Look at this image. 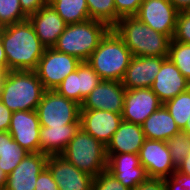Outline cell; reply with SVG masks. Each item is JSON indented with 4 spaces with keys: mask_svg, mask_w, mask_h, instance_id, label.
Listing matches in <instances>:
<instances>
[{
    "mask_svg": "<svg viewBox=\"0 0 190 190\" xmlns=\"http://www.w3.org/2000/svg\"><path fill=\"white\" fill-rule=\"evenodd\" d=\"M1 40L8 71H34L46 48L28 19L1 27Z\"/></svg>",
    "mask_w": 190,
    "mask_h": 190,
    "instance_id": "obj_1",
    "label": "cell"
},
{
    "mask_svg": "<svg viewBox=\"0 0 190 190\" xmlns=\"http://www.w3.org/2000/svg\"><path fill=\"white\" fill-rule=\"evenodd\" d=\"M132 56L167 57L171 39L144 24L136 16L120 18L112 27Z\"/></svg>",
    "mask_w": 190,
    "mask_h": 190,
    "instance_id": "obj_2",
    "label": "cell"
},
{
    "mask_svg": "<svg viewBox=\"0 0 190 190\" xmlns=\"http://www.w3.org/2000/svg\"><path fill=\"white\" fill-rule=\"evenodd\" d=\"M44 92L35 71H8L0 86V101L12 112L36 110Z\"/></svg>",
    "mask_w": 190,
    "mask_h": 190,
    "instance_id": "obj_3",
    "label": "cell"
},
{
    "mask_svg": "<svg viewBox=\"0 0 190 190\" xmlns=\"http://www.w3.org/2000/svg\"><path fill=\"white\" fill-rule=\"evenodd\" d=\"M131 58V51L122 38L111 28L90 55L87 63L102 80L121 82Z\"/></svg>",
    "mask_w": 190,
    "mask_h": 190,
    "instance_id": "obj_4",
    "label": "cell"
},
{
    "mask_svg": "<svg viewBox=\"0 0 190 190\" xmlns=\"http://www.w3.org/2000/svg\"><path fill=\"white\" fill-rule=\"evenodd\" d=\"M111 27L100 20L90 19L67 24L53 48L73 55L81 62L87 61Z\"/></svg>",
    "mask_w": 190,
    "mask_h": 190,
    "instance_id": "obj_5",
    "label": "cell"
},
{
    "mask_svg": "<svg viewBox=\"0 0 190 190\" xmlns=\"http://www.w3.org/2000/svg\"><path fill=\"white\" fill-rule=\"evenodd\" d=\"M60 155L94 178L107 169L106 146L81 127Z\"/></svg>",
    "mask_w": 190,
    "mask_h": 190,
    "instance_id": "obj_6",
    "label": "cell"
},
{
    "mask_svg": "<svg viewBox=\"0 0 190 190\" xmlns=\"http://www.w3.org/2000/svg\"><path fill=\"white\" fill-rule=\"evenodd\" d=\"M81 106L58 94L55 90H45L36 112L40 126L62 127L80 123Z\"/></svg>",
    "mask_w": 190,
    "mask_h": 190,
    "instance_id": "obj_7",
    "label": "cell"
},
{
    "mask_svg": "<svg viewBox=\"0 0 190 190\" xmlns=\"http://www.w3.org/2000/svg\"><path fill=\"white\" fill-rule=\"evenodd\" d=\"M80 63L81 61L73 55L57 51L53 47L45 48L34 71L45 90H55Z\"/></svg>",
    "mask_w": 190,
    "mask_h": 190,
    "instance_id": "obj_8",
    "label": "cell"
},
{
    "mask_svg": "<svg viewBox=\"0 0 190 190\" xmlns=\"http://www.w3.org/2000/svg\"><path fill=\"white\" fill-rule=\"evenodd\" d=\"M178 13L169 0H144L136 17L153 30L172 39Z\"/></svg>",
    "mask_w": 190,
    "mask_h": 190,
    "instance_id": "obj_9",
    "label": "cell"
},
{
    "mask_svg": "<svg viewBox=\"0 0 190 190\" xmlns=\"http://www.w3.org/2000/svg\"><path fill=\"white\" fill-rule=\"evenodd\" d=\"M139 159L149 178L164 179L176 173L167 141L145 139Z\"/></svg>",
    "mask_w": 190,
    "mask_h": 190,
    "instance_id": "obj_10",
    "label": "cell"
},
{
    "mask_svg": "<svg viewBox=\"0 0 190 190\" xmlns=\"http://www.w3.org/2000/svg\"><path fill=\"white\" fill-rule=\"evenodd\" d=\"M101 81V77L92 69L87 61H83L74 72L64 78L55 91L81 106L84 99Z\"/></svg>",
    "mask_w": 190,
    "mask_h": 190,
    "instance_id": "obj_11",
    "label": "cell"
},
{
    "mask_svg": "<svg viewBox=\"0 0 190 190\" xmlns=\"http://www.w3.org/2000/svg\"><path fill=\"white\" fill-rule=\"evenodd\" d=\"M125 92L122 82L102 80L84 99L80 110H105L122 114Z\"/></svg>",
    "mask_w": 190,
    "mask_h": 190,
    "instance_id": "obj_12",
    "label": "cell"
},
{
    "mask_svg": "<svg viewBox=\"0 0 190 190\" xmlns=\"http://www.w3.org/2000/svg\"><path fill=\"white\" fill-rule=\"evenodd\" d=\"M40 122L36 110L12 112L8 132L28 153L40 152Z\"/></svg>",
    "mask_w": 190,
    "mask_h": 190,
    "instance_id": "obj_13",
    "label": "cell"
},
{
    "mask_svg": "<svg viewBox=\"0 0 190 190\" xmlns=\"http://www.w3.org/2000/svg\"><path fill=\"white\" fill-rule=\"evenodd\" d=\"M163 103L151 88H137L126 90L122 119L137 125L144 121Z\"/></svg>",
    "mask_w": 190,
    "mask_h": 190,
    "instance_id": "obj_14",
    "label": "cell"
},
{
    "mask_svg": "<svg viewBox=\"0 0 190 190\" xmlns=\"http://www.w3.org/2000/svg\"><path fill=\"white\" fill-rule=\"evenodd\" d=\"M107 157L106 170L130 190H134L149 178L140 163L139 154H107Z\"/></svg>",
    "mask_w": 190,
    "mask_h": 190,
    "instance_id": "obj_15",
    "label": "cell"
},
{
    "mask_svg": "<svg viewBox=\"0 0 190 190\" xmlns=\"http://www.w3.org/2000/svg\"><path fill=\"white\" fill-rule=\"evenodd\" d=\"M46 167L50 170L59 190H92L94 177L79 170L61 155H50Z\"/></svg>",
    "mask_w": 190,
    "mask_h": 190,
    "instance_id": "obj_16",
    "label": "cell"
},
{
    "mask_svg": "<svg viewBox=\"0 0 190 190\" xmlns=\"http://www.w3.org/2000/svg\"><path fill=\"white\" fill-rule=\"evenodd\" d=\"M122 121V114L105 110H80V127L105 146Z\"/></svg>",
    "mask_w": 190,
    "mask_h": 190,
    "instance_id": "obj_17",
    "label": "cell"
},
{
    "mask_svg": "<svg viewBox=\"0 0 190 190\" xmlns=\"http://www.w3.org/2000/svg\"><path fill=\"white\" fill-rule=\"evenodd\" d=\"M48 157L41 152L27 153L8 175L5 190H35L36 181L46 167Z\"/></svg>",
    "mask_w": 190,
    "mask_h": 190,
    "instance_id": "obj_18",
    "label": "cell"
},
{
    "mask_svg": "<svg viewBox=\"0 0 190 190\" xmlns=\"http://www.w3.org/2000/svg\"><path fill=\"white\" fill-rule=\"evenodd\" d=\"M167 57L132 56L122 82L126 90L150 88Z\"/></svg>",
    "mask_w": 190,
    "mask_h": 190,
    "instance_id": "obj_19",
    "label": "cell"
},
{
    "mask_svg": "<svg viewBox=\"0 0 190 190\" xmlns=\"http://www.w3.org/2000/svg\"><path fill=\"white\" fill-rule=\"evenodd\" d=\"M151 90L164 104L190 88V82L167 57L151 85Z\"/></svg>",
    "mask_w": 190,
    "mask_h": 190,
    "instance_id": "obj_20",
    "label": "cell"
},
{
    "mask_svg": "<svg viewBox=\"0 0 190 190\" xmlns=\"http://www.w3.org/2000/svg\"><path fill=\"white\" fill-rule=\"evenodd\" d=\"M28 20L46 48H52L57 43L58 37L67 26V23L48 3L36 13L29 15Z\"/></svg>",
    "mask_w": 190,
    "mask_h": 190,
    "instance_id": "obj_21",
    "label": "cell"
},
{
    "mask_svg": "<svg viewBox=\"0 0 190 190\" xmlns=\"http://www.w3.org/2000/svg\"><path fill=\"white\" fill-rule=\"evenodd\" d=\"M145 140L141 125L122 121L111 141L106 146L107 154L134 153L139 154Z\"/></svg>",
    "mask_w": 190,
    "mask_h": 190,
    "instance_id": "obj_22",
    "label": "cell"
},
{
    "mask_svg": "<svg viewBox=\"0 0 190 190\" xmlns=\"http://www.w3.org/2000/svg\"><path fill=\"white\" fill-rule=\"evenodd\" d=\"M79 128L80 123L63 125L62 127L41 126L39 134L40 152L48 156L60 155Z\"/></svg>",
    "mask_w": 190,
    "mask_h": 190,
    "instance_id": "obj_23",
    "label": "cell"
},
{
    "mask_svg": "<svg viewBox=\"0 0 190 190\" xmlns=\"http://www.w3.org/2000/svg\"><path fill=\"white\" fill-rule=\"evenodd\" d=\"M145 139L167 141L180 131L166 107L162 105L141 125Z\"/></svg>",
    "mask_w": 190,
    "mask_h": 190,
    "instance_id": "obj_24",
    "label": "cell"
},
{
    "mask_svg": "<svg viewBox=\"0 0 190 190\" xmlns=\"http://www.w3.org/2000/svg\"><path fill=\"white\" fill-rule=\"evenodd\" d=\"M58 15L67 23H81L90 20L86 0H48Z\"/></svg>",
    "mask_w": 190,
    "mask_h": 190,
    "instance_id": "obj_25",
    "label": "cell"
},
{
    "mask_svg": "<svg viewBox=\"0 0 190 190\" xmlns=\"http://www.w3.org/2000/svg\"><path fill=\"white\" fill-rule=\"evenodd\" d=\"M8 131H5V149L0 156V169L9 175L27 155Z\"/></svg>",
    "mask_w": 190,
    "mask_h": 190,
    "instance_id": "obj_26",
    "label": "cell"
},
{
    "mask_svg": "<svg viewBox=\"0 0 190 190\" xmlns=\"http://www.w3.org/2000/svg\"><path fill=\"white\" fill-rule=\"evenodd\" d=\"M173 117L178 128L183 130L190 121V88L163 104Z\"/></svg>",
    "mask_w": 190,
    "mask_h": 190,
    "instance_id": "obj_27",
    "label": "cell"
},
{
    "mask_svg": "<svg viewBox=\"0 0 190 190\" xmlns=\"http://www.w3.org/2000/svg\"><path fill=\"white\" fill-rule=\"evenodd\" d=\"M167 57L190 82V44L171 39Z\"/></svg>",
    "mask_w": 190,
    "mask_h": 190,
    "instance_id": "obj_28",
    "label": "cell"
},
{
    "mask_svg": "<svg viewBox=\"0 0 190 190\" xmlns=\"http://www.w3.org/2000/svg\"><path fill=\"white\" fill-rule=\"evenodd\" d=\"M90 19L100 20L111 28L116 24L114 0H86Z\"/></svg>",
    "mask_w": 190,
    "mask_h": 190,
    "instance_id": "obj_29",
    "label": "cell"
},
{
    "mask_svg": "<svg viewBox=\"0 0 190 190\" xmlns=\"http://www.w3.org/2000/svg\"><path fill=\"white\" fill-rule=\"evenodd\" d=\"M172 162L176 168L190 154V134L180 130L167 140Z\"/></svg>",
    "mask_w": 190,
    "mask_h": 190,
    "instance_id": "obj_30",
    "label": "cell"
},
{
    "mask_svg": "<svg viewBox=\"0 0 190 190\" xmlns=\"http://www.w3.org/2000/svg\"><path fill=\"white\" fill-rule=\"evenodd\" d=\"M28 19L19 0H0V28Z\"/></svg>",
    "mask_w": 190,
    "mask_h": 190,
    "instance_id": "obj_31",
    "label": "cell"
},
{
    "mask_svg": "<svg viewBox=\"0 0 190 190\" xmlns=\"http://www.w3.org/2000/svg\"><path fill=\"white\" fill-rule=\"evenodd\" d=\"M92 190H130L117 180L110 172L104 170L92 182Z\"/></svg>",
    "mask_w": 190,
    "mask_h": 190,
    "instance_id": "obj_32",
    "label": "cell"
},
{
    "mask_svg": "<svg viewBox=\"0 0 190 190\" xmlns=\"http://www.w3.org/2000/svg\"><path fill=\"white\" fill-rule=\"evenodd\" d=\"M172 40L190 44V10L178 13Z\"/></svg>",
    "mask_w": 190,
    "mask_h": 190,
    "instance_id": "obj_33",
    "label": "cell"
},
{
    "mask_svg": "<svg viewBox=\"0 0 190 190\" xmlns=\"http://www.w3.org/2000/svg\"><path fill=\"white\" fill-rule=\"evenodd\" d=\"M144 0H114L116 9V23L120 18L136 16Z\"/></svg>",
    "mask_w": 190,
    "mask_h": 190,
    "instance_id": "obj_34",
    "label": "cell"
},
{
    "mask_svg": "<svg viewBox=\"0 0 190 190\" xmlns=\"http://www.w3.org/2000/svg\"><path fill=\"white\" fill-rule=\"evenodd\" d=\"M166 190H190V175L174 173L164 178Z\"/></svg>",
    "mask_w": 190,
    "mask_h": 190,
    "instance_id": "obj_35",
    "label": "cell"
},
{
    "mask_svg": "<svg viewBox=\"0 0 190 190\" xmlns=\"http://www.w3.org/2000/svg\"><path fill=\"white\" fill-rule=\"evenodd\" d=\"M35 190H59L50 170L45 167L38 176Z\"/></svg>",
    "mask_w": 190,
    "mask_h": 190,
    "instance_id": "obj_36",
    "label": "cell"
},
{
    "mask_svg": "<svg viewBox=\"0 0 190 190\" xmlns=\"http://www.w3.org/2000/svg\"><path fill=\"white\" fill-rule=\"evenodd\" d=\"M19 2L23 12L29 16L46 5L48 0H19Z\"/></svg>",
    "mask_w": 190,
    "mask_h": 190,
    "instance_id": "obj_37",
    "label": "cell"
},
{
    "mask_svg": "<svg viewBox=\"0 0 190 190\" xmlns=\"http://www.w3.org/2000/svg\"><path fill=\"white\" fill-rule=\"evenodd\" d=\"M134 190H166L164 179L148 178L138 185Z\"/></svg>",
    "mask_w": 190,
    "mask_h": 190,
    "instance_id": "obj_38",
    "label": "cell"
},
{
    "mask_svg": "<svg viewBox=\"0 0 190 190\" xmlns=\"http://www.w3.org/2000/svg\"><path fill=\"white\" fill-rule=\"evenodd\" d=\"M12 111L0 101V131H8L11 124Z\"/></svg>",
    "mask_w": 190,
    "mask_h": 190,
    "instance_id": "obj_39",
    "label": "cell"
},
{
    "mask_svg": "<svg viewBox=\"0 0 190 190\" xmlns=\"http://www.w3.org/2000/svg\"><path fill=\"white\" fill-rule=\"evenodd\" d=\"M171 4L179 11L190 10V0H169Z\"/></svg>",
    "mask_w": 190,
    "mask_h": 190,
    "instance_id": "obj_40",
    "label": "cell"
},
{
    "mask_svg": "<svg viewBox=\"0 0 190 190\" xmlns=\"http://www.w3.org/2000/svg\"><path fill=\"white\" fill-rule=\"evenodd\" d=\"M176 173L190 175V154L183 159L182 163L178 166Z\"/></svg>",
    "mask_w": 190,
    "mask_h": 190,
    "instance_id": "obj_41",
    "label": "cell"
},
{
    "mask_svg": "<svg viewBox=\"0 0 190 190\" xmlns=\"http://www.w3.org/2000/svg\"><path fill=\"white\" fill-rule=\"evenodd\" d=\"M0 65H3L7 69V59H6L3 43L1 40V28H0Z\"/></svg>",
    "mask_w": 190,
    "mask_h": 190,
    "instance_id": "obj_42",
    "label": "cell"
},
{
    "mask_svg": "<svg viewBox=\"0 0 190 190\" xmlns=\"http://www.w3.org/2000/svg\"><path fill=\"white\" fill-rule=\"evenodd\" d=\"M7 177H8L7 173H5L3 170L0 169V190H5Z\"/></svg>",
    "mask_w": 190,
    "mask_h": 190,
    "instance_id": "obj_43",
    "label": "cell"
},
{
    "mask_svg": "<svg viewBox=\"0 0 190 190\" xmlns=\"http://www.w3.org/2000/svg\"><path fill=\"white\" fill-rule=\"evenodd\" d=\"M5 149V131H0V156Z\"/></svg>",
    "mask_w": 190,
    "mask_h": 190,
    "instance_id": "obj_44",
    "label": "cell"
},
{
    "mask_svg": "<svg viewBox=\"0 0 190 190\" xmlns=\"http://www.w3.org/2000/svg\"><path fill=\"white\" fill-rule=\"evenodd\" d=\"M7 72L8 70L3 65H0V86L3 83Z\"/></svg>",
    "mask_w": 190,
    "mask_h": 190,
    "instance_id": "obj_45",
    "label": "cell"
},
{
    "mask_svg": "<svg viewBox=\"0 0 190 190\" xmlns=\"http://www.w3.org/2000/svg\"><path fill=\"white\" fill-rule=\"evenodd\" d=\"M182 131L190 134V121H187V123Z\"/></svg>",
    "mask_w": 190,
    "mask_h": 190,
    "instance_id": "obj_46",
    "label": "cell"
}]
</instances>
